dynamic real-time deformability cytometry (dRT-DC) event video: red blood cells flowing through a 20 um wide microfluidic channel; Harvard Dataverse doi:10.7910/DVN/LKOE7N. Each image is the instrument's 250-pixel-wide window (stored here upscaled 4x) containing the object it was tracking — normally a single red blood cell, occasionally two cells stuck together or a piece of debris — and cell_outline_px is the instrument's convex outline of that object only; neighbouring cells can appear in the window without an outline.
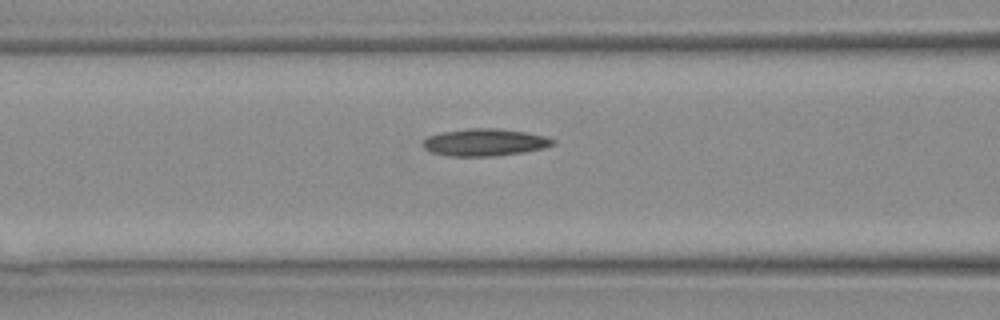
{"species": "Egyptian fruit bat (a non-hibernating species)", "species_latin": "Rousettus aegyptiacus", "temperature_condition": "warm", "stored_images_in_passage": 10, "camera_frame_rate_fps": 3000, "um_per_image_px": 0.085, "animal": {"sex": "female"}, "frame": {"image": 1, "passage_image": 5, "time_ms": 1.333, "image_size_px": [1000, 320], "cell_outline_px": [[556, 144], [540, 148], [520, 152], [492, 156], [448, 156], [432, 152], [424, 148], [420, 144], [428, 136], [440, 132], [468, 128], [496, 128], [524, 132], [544, 136], [556, 140]], "centroid_in_image_um": [41.14, 12.09], "position_along_channel_um": 125.5, "area_um2": 20.46}}
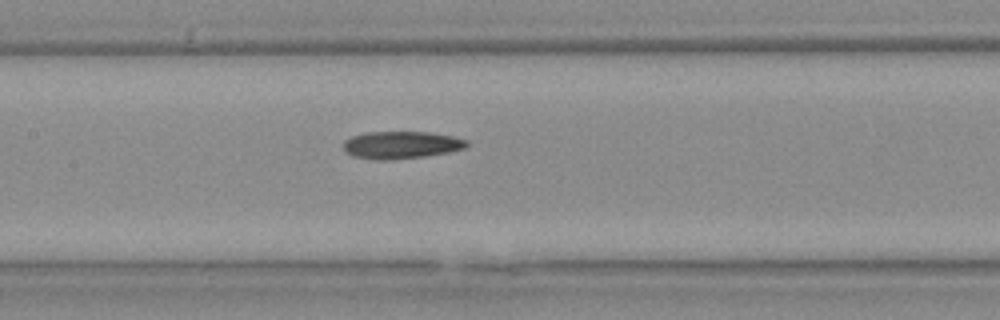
{"frame": {"image": 2, "passage_image": 7, "time_ms": 2.0, "image_size_px": [1000, 320], "cell_outline_px": [[468, 144], [464, 148], [448, 152], [424, 156], [392, 160], [376, 160], [352, 156], [344, 148], [344, 140], [352, 136], [368, 132], [428, 132], [452, 136], [468, 140]], "centroid_in_image_um": [34.1, 12.32], "position_along_channel_um": 173.3, "area_um2": 19.59}}